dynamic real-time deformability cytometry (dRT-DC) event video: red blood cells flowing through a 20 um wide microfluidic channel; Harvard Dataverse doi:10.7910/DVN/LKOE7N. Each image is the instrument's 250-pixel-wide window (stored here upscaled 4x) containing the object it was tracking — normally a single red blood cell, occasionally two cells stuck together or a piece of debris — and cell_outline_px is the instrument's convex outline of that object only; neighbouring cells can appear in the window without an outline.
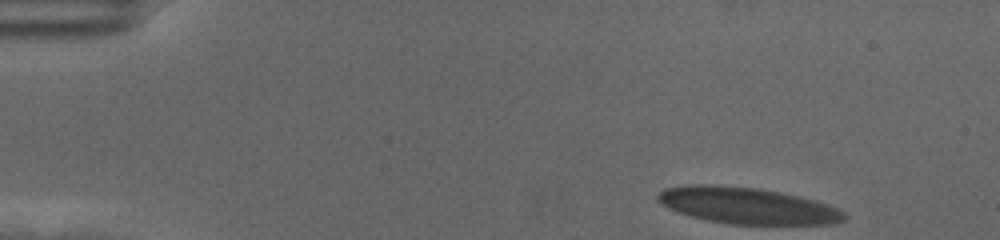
{"species": "human", "species_latin": "Homo sapiens", "temperature_condition": "cold", "stored_images_in_passage": 53, "camera_frame_rate_fps": 3000, "um_per_image_px": 0.085, "donor": {"sex": "female"}, "frame": {"image": 1, "passage_image": 1, "time_ms": 0.0, "image_size_px": [1000, 240], "cell_outline_px": [[848, 216], [844, 220], [832, 224], [732, 224], [708, 220], [692, 216], [668, 208], [656, 200], [656, 196], [664, 188], [688, 184], [712, 184], [760, 188], [800, 196], [816, 200], [828, 204], [844, 212]], "centroid_in_image_um": [63.52, 17.46], "position_along_channel_um": 21.5, "area_um2": 39.65}}
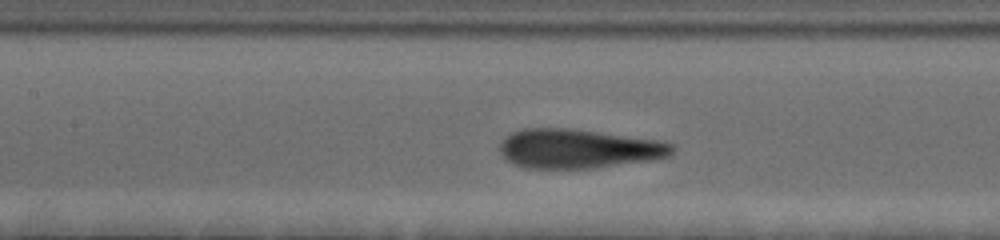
{"frame": {"image": 2, "passage_image": 22, "time_ms": 7.0, "image_size_px": [1000, 240], "cell_outline_px": [[676, 148], [668, 156], [656, 160], [596, 168], [524, 168], [508, 160], [500, 152], [500, 140], [504, 136], [512, 132], [524, 128], [568, 128], [664, 140], [672, 144]], "centroid_in_image_um": [49.21, 12.63], "position_along_channel_um": 158.2, "area_um2": 39.88}}
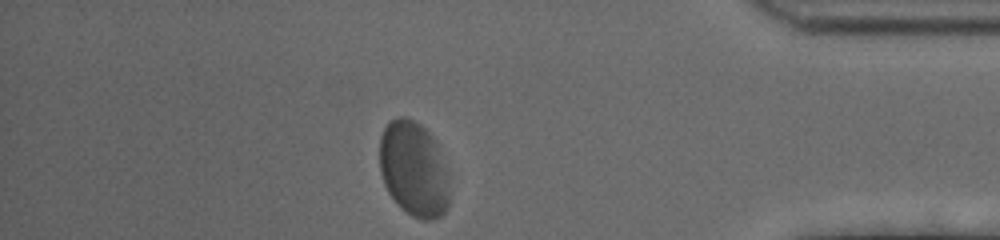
{"frame": {"image": 3, "passage_image": 46, "time_ms": 15.0, "image_size_px": [1000, 240], "cell_outline_px": [[448, 208], [440, 216], [432, 220], [424, 220], [412, 216], [400, 208], [396, 204], [388, 192], [384, 184], [380, 172], [380, 136], [388, 120], [396, 116], [404, 116], [420, 124], [436, 140], [440, 148], [448, 168]], "centroid_in_image_um": [35.17, 14.35], "position_along_channel_um": 400.0, "area_um2": 39.48}, "authors_computed_cell_mechanics": {"area_um2": 39.7086, "velocity_mm_per_s": 3.3913, "shape_relaxation_time_tau1_ms": 3.8294, "shape_relaxation_time_tau2_ms": null, "deformation_change_tau1": 0.1347, "deformation_change_tau2": null}}